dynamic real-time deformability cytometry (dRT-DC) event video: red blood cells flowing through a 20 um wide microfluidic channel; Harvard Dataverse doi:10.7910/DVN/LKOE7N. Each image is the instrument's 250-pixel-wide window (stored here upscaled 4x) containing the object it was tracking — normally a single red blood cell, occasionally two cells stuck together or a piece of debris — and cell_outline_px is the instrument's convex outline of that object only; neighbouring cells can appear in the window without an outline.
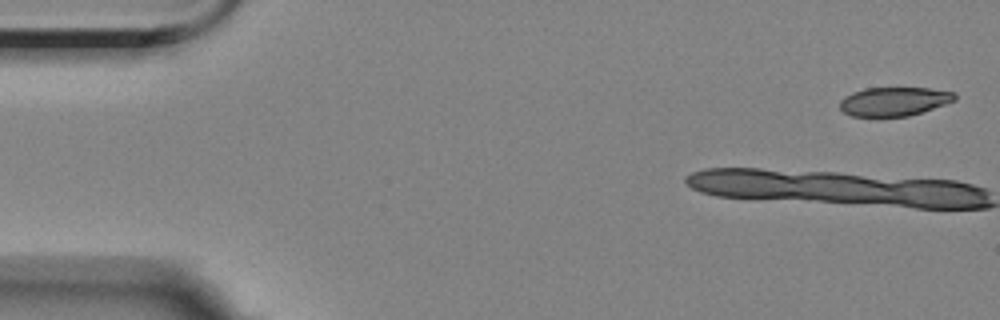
{"species": "Egyptian fruit bat (a non-hibernating species)", "species_latin": "Rousettus aegyptiacus", "temperature_condition": "room temperature", "stored_images_in_passage": 6, "camera_frame_rate_fps": 3000, "um_per_image_px": 0.085, "animal": {"sex": "female"}, "frame": {"image": 1, "passage_image": 1, "time_ms": 0.0, "image_size_px": [1000, 320], "cell_outline_px": [[956, 100], [908, 116], [852, 116], [844, 112], [840, 108], [840, 100], [844, 96], [852, 92], [864, 88], [928, 88], [956, 92]], "centroid_in_image_um": [75.98, 8.61], "position_along_channel_um": 9.0, "area_um2": 19.19}}